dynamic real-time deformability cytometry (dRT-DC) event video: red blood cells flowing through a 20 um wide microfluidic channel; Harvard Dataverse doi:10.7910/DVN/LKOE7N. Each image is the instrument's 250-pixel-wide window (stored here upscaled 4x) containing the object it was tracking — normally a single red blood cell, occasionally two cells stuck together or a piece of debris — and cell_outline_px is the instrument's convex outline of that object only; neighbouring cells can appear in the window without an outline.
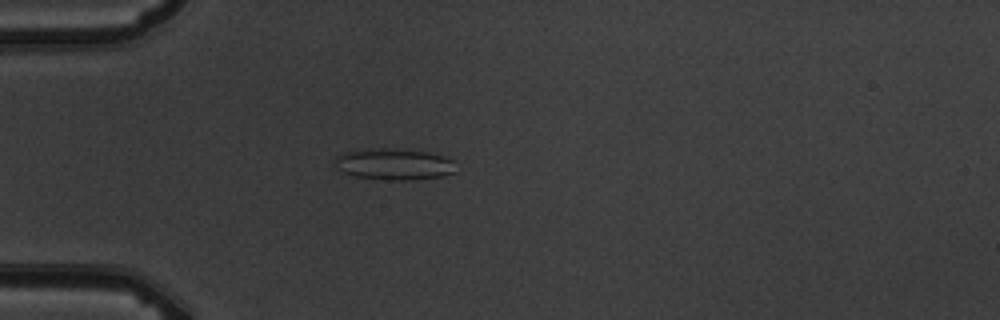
{"species": "common noctule bat (a hibernating species)", "species_latin": "Nyctalus noctula", "temperature_condition": "warm", "stored_images_in_passage": 4, "camera_frame_rate_fps": 3000, "um_per_image_px": 0.085, "animal": {"sex": "male", "body_mass_g": 19.5, "forearm_length_mm": 54.6}, "frame": {"image": 1, "passage_image": 4, "time_ms": 4.333, "image_size_px": [1000, 320], "cell_outline_px": [[456, 172], [440, 176], [416, 180], [384, 180], [356, 176], [344, 172], [340, 168], [336, 160], [336, 156], [344, 152], [372, 148], [396, 148], [428, 152], [444, 156], [452, 160]], "centroid_in_image_um": [33.54, 13.95], "position_along_channel_um": 51.5, "area_um2": 22.02}}